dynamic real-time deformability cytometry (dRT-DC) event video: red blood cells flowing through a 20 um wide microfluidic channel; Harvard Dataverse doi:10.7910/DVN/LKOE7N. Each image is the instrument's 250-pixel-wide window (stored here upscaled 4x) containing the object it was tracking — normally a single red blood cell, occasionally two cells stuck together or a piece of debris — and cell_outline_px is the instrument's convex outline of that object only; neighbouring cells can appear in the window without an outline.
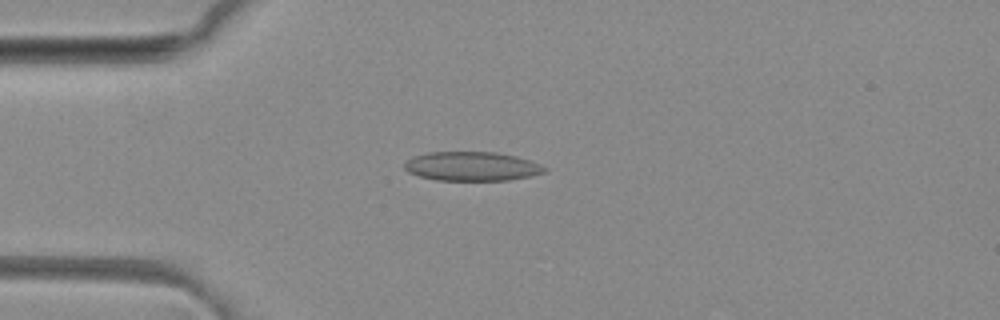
{"species": "common noctule bat (a hibernating species)", "species_latin": "Nyctalus noctula", "temperature_condition": "room temperature", "stored_images_in_passage": 42, "camera_frame_rate_fps": 3000, "um_per_image_px": 0.085, "animal": {"sex": "female", "body_mass_g": 29.2, "forearm_length_mm": 56.3}, "frame": {"image": 1, "passage_image": 11, "time_ms": 3.333, "image_size_px": [1000, 320], "cell_outline_px": [[548, 168], [544, 172], [532, 176], [508, 180], [436, 180], [420, 176], [408, 172], [404, 168], [404, 164], [412, 156], [428, 152], [496, 152], [516, 156], [540, 164]], "centroid_in_image_um": [40.1, 14.13], "position_along_channel_um": 44.9, "area_um2": 23.76}}
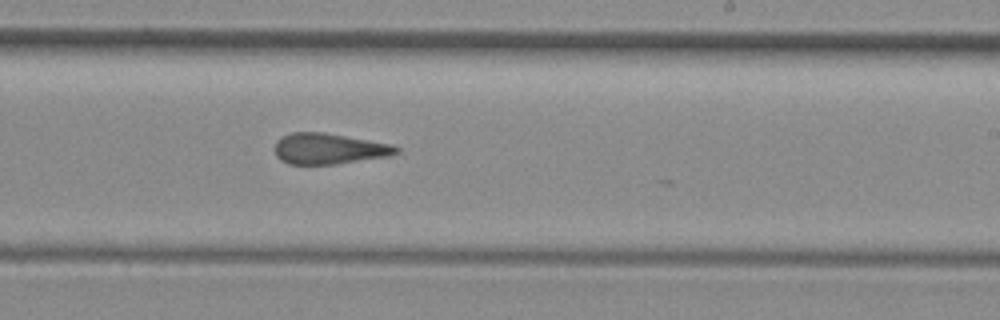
{"frame": {"image": 2, "passage_image": 28, "time_ms": 9.0, "image_size_px": [1000, 320], "cell_outline_px": [[400, 152], [388, 156], [336, 164], [288, 164], [280, 160], [276, 156], [276, 140], [292, 132], [324, 132], [392, 144], [400, 148]], "centroid_in_image_um": [27.97, 12.64], "position_along_channel_um": 261.0, "area_um2": 21.79}}
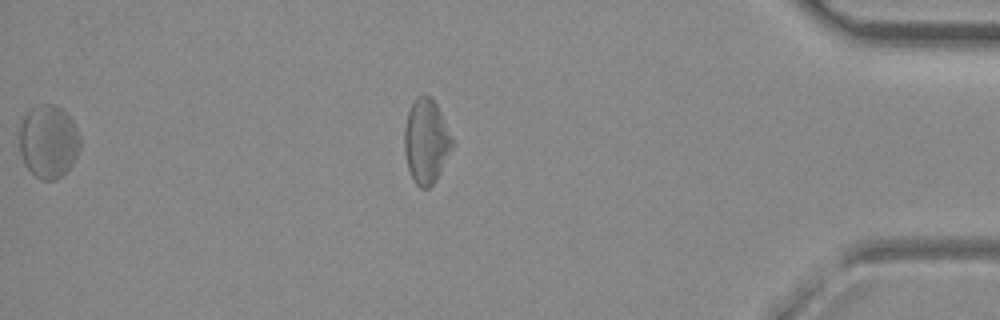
{"frame": {"image": 3, "passage_image": 41, "time_ms": 13.333, "image_size_px": [1000, 320], "cell_outline_px": [[80, 148], [72, 164], [56, 180], [40, 180], [24, 164], [20, 152], [16, 128], [20, 120], [32, 108], [40, 104], [52, 104], [60, 108], [72, 120], [80, 136]], "centroid_in_image_um": [4.06, 12.02], "position_along_channel_um": 431.1, "area_um2": 26.18}, "authors_computed_cell_mechanics": {"area_um2": 23.2645, "velocity_mm_per_s": 4.1353, "shape_relaxation_time_tau1_ms": null, "shape_relaxation_time_tau2_ms": 2.1886, "deformation_change_tau1": null, "deformation_change_tau2": 0.0969}}